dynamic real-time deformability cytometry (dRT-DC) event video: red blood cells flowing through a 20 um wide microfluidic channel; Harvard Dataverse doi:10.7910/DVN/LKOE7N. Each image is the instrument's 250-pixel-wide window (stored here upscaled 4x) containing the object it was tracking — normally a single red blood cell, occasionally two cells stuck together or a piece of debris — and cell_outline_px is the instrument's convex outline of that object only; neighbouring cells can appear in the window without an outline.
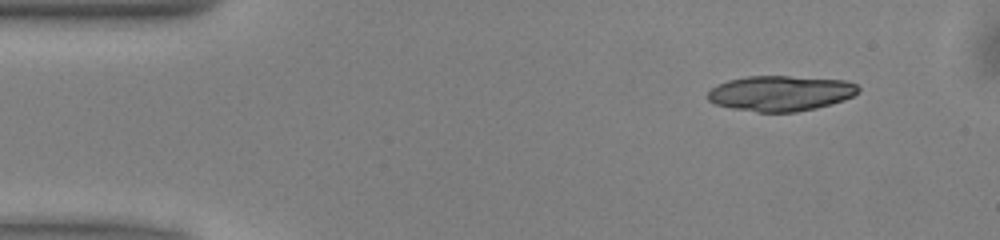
{"species": "common noctule bat (a hibernating species)", "species_latin": "Nyctalus noctula", "temperature_condition": "warm", "stored_images_in_passage": 45, "segment_of_instrument_passage": [1, 2], "camera_frame_rate_fps": 3000, "um_per_image_px": 0.085, "animal": {"sex": "male", "body_mass_g": 13.0, "forearm_length_mm": 53.1}, "frame": {"image": 1, "passage_image": 1, "time_ms": 0.0, "image_size_px": [1000, 240], "cell_outline_px": [[860, 92], [844, 100], [816, 108], [796, 112], [756, 112], [732, 108], [716, 104], [708, 100], [708, 92], [716, 84], [728, 80], [748, 76], [788, 76], [844, 80], [856, 84], [860, 88]], "centroid_in_image_um": [66.35, 7.93], "position_along_channel_um": 18.6, "area_um2": 31.04}}